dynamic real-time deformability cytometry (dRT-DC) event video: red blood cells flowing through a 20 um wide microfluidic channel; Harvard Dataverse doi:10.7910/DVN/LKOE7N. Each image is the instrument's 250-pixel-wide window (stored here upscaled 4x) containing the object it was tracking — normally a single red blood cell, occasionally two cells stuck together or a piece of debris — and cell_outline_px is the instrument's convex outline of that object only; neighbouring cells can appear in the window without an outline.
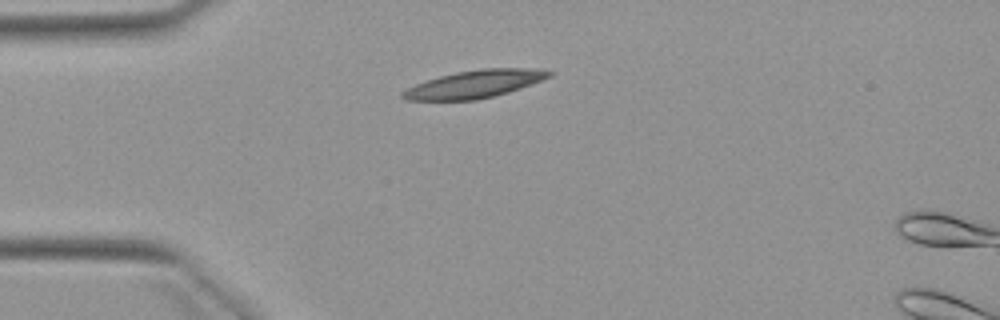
{"species": "Egyptian fruit bat (a non-hibernating species)", "species_latin": "Rousettus aegyptiacus", "temperature_condition": "warm", "stored_images_in_passage": 2, "camera_frame_rate_fps": 3000, "um_per_image_px": 0.085, "animal": {"sex": "female"}, "frame": {"image": 1, "passage_image": 1, "time_ms": 0.0, "image_size_px": [1000, 320], "cell_outline_px": [[552, 76], [520, 88], [508, 92], [476, 100], [404, 100], [400, 96], [400, 92], [416, 84], [440, 76], [456, 72], [484, 68], [528, 68], [552, 72]], "centroid_in_image_um": [40.3, 7.15], "position_along_channel_um": 44.7, "area_um2": 23.29}}